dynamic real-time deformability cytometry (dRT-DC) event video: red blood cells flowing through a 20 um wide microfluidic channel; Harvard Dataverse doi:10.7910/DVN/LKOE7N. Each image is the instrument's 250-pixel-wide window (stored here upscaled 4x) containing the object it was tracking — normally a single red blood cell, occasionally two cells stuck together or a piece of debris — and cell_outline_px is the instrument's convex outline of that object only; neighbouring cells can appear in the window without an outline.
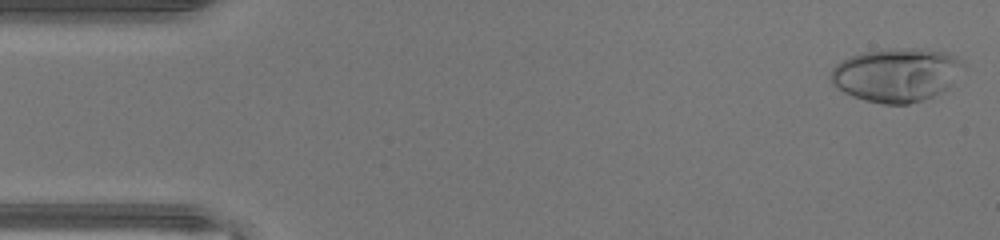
{"species": "human", "species_latin": "Homo sapiens", "temperature_condition": "warm", "stored_images_in_passage": 46, "camera_frame_rate_fps": 3000, "um_per_image_px": 0.085, "donor": {"sex": "male"}, "frame": {"image": 1, "passage_image": 1, "time_ms": 0.0, "image_size_px": [1000, 240], "cell_outline_px": [[964, 64], [948, 88], [924, 100], [908, 104], [884, 104], [864, 100], [852, 96], [836, 88], [832, 84], [832, 68], [836, 64], [852, 56], [864, 52], [892, 48], [924, 48], [944, 52], [956, 56]], "centroid_in_image_um": [76.19, 6.36], "position_along_channel_um": 8.8, "area_um2": 41.15}}
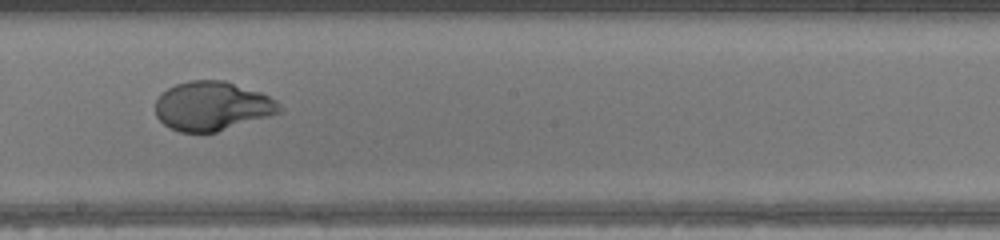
{"frame": {"image": 2, "passage_image": 25, "time_ms": 8.0, "image_size_px": [1000, 240], "cell_outline_px": [[284, 108], [280, 112], [268, 116], [216, 132], [180, 132], [164, 124], [156, 116], [156, 100], [160, 92], [176, 84], [188, 80], [224, 80], [260, 92], [276, 100]], "centroid_in_image_um": [18.02, 9.0], "position_along_channel_um": 230.2, "area_um2": 35.37}}
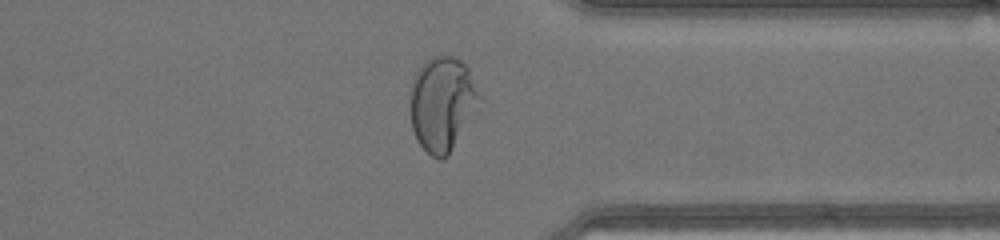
{"frame": {"image": 3, "passage_image": 35, "time_ms": 11.333, "image_size_px": [1000, 240], "cell_outline_px": [[480, 96], [448, 156], [444, 160], [440, 160], [432, 156], [416, 140], [412, 128], [412, 80], [416, 72], [432, 56], [452, 56], [468, 64]], "centroid_in_image_um": [37.57, 8.79], "position_along_channel_um": 373.8, "area_um2": 36.88}, "authors_computed_cell_mechanics": {"area_um2": 36.6163, "velocity_mm_per_s": 4.4535, "shape_relaxation_time_tau1_ms": 3.9486, "shape_relaxation_time_tau2_ms": null, "deformation_change_tau1": 0.2703, "deformation_change_tau2": null}}